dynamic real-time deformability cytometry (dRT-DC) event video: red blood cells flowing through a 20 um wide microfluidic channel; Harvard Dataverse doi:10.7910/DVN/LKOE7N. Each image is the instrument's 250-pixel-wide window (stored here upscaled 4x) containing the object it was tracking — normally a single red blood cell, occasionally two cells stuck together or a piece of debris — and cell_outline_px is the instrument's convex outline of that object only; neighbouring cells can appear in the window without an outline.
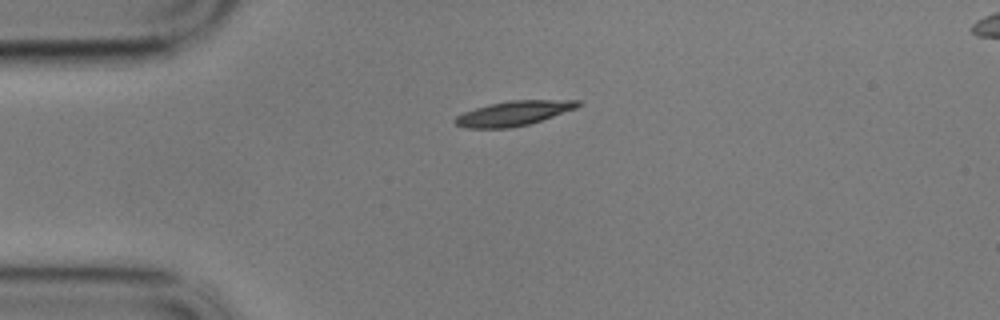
{"species": "common noctule bat (a hibernating species)", "species_latin": "Nyctalus noctula", "temperature_condition": "cold", "stored_images_in_passage": 46, "camera_frame_rate_fps": 3000, "um_per_image_px": 0.085, "animal": {"sex": "male", "body_mass_g": 17.9}, "frame": {"image": 1, "passage_image": 1, "time_ms": 0.0, "image_size_px": [1000, 320], "cell_outline_px": [[584, 104], [576, 108], [528, 124], [512, 128], [464, 128], [456, 124], [452, 120], [456, 116], [464, 112], [488, 104], [508, 100], [580, 100]], "centroid_in_image_um": [43.64, 9.62], "position_along_channel_um": 41.4, "area_um2": 17.69}}
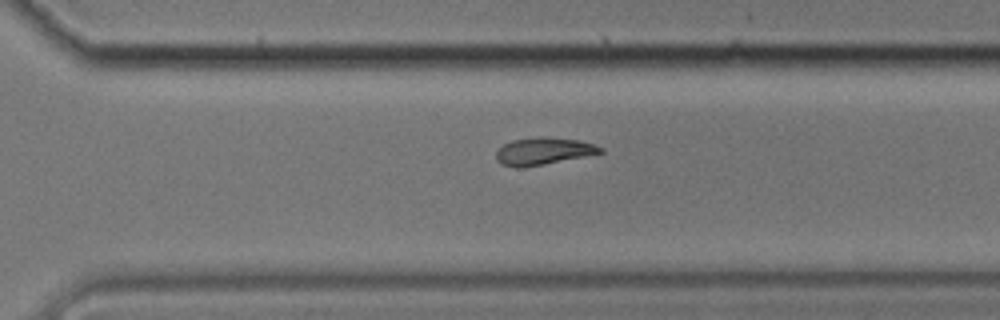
{"frame": {"image": 2, "passage_image": 28, "time_ms": 9.0, "image_size_px": [1000, 320], "cell_outline_px": [[604, 152], [544, 164], [516, 168], [500, 164], [496, 160], [496, 152], [504, 144], [512, 140], [540, 136], [544, 136], [580, 140], [604, 148]], "centroid_in_image_um": [46.16, 12.84], "position_along_channel_um": 324.4, "area_um2": 16.47}}
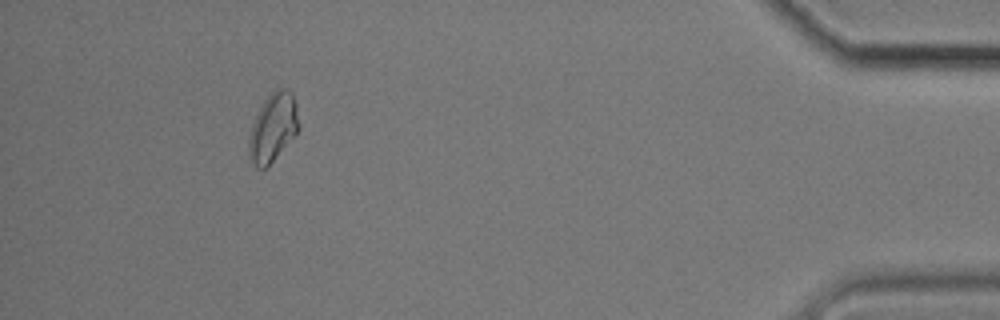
{"frame": {"image": 3, "passage_image": 41, "time_ms": 13.333, "image_size_px": [1000, 320], "cell_outline_px": [[300, 128], [296, 136], [268, 168], [256, 168], [248, 160], [248, 136], [252, 124], [264, 100], [276, 88], [284, 88], [292, 92], [296, 104], [300, 124]], "centroid_in_image_um": [23.21, 10.9], "position_along_channel_um": 412.0, "area_um2": 20.58}, "authors_computed_cell_mechanics": {"area_um2": 16.9932, "velocity_mm_per_s": 3.4035, "shape_relaxation_time_tau1_ms": 8.424, "shape_relaxation_time_tau2_ms": null, "deformation_change_tau1": 0.1771, "deformation_change_tau2": null}}